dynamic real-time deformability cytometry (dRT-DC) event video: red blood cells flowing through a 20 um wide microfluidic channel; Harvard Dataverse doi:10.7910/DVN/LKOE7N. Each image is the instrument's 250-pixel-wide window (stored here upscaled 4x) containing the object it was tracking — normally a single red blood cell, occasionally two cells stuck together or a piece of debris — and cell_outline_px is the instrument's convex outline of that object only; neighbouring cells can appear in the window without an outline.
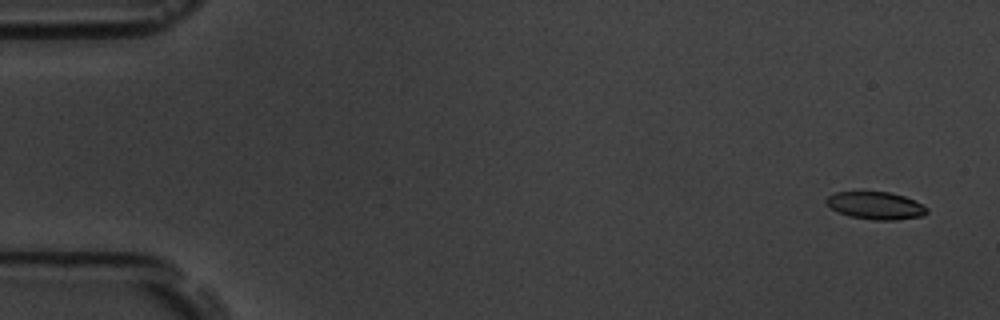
{"species": "common noctule bat (a hibernating species)", "species_latin": "Nyctalus noctula", "temperature_condition": "room temperature", "stored_images_in_passage": 4, "camera_frame_rate_fps": 3000, "um_per_image_px": 0.085, "animal": {"sex": "male", "body_mass_g": 19.5, "forearm_length_mm": 54.6}, "frame": {"image": 1, "passage_image": 1, "time_ms": 0.0, "image_size_px": [1000, 320], "cell_outline_px": [[928, 212], [924, 216], [896, 220], [872, 220], [848, 216], [832, 208], [824, 200], [828, 196], [836, 192], [888, 192], [904, 196], [928, 208]], "centroid_in_image_um": [74.44, 17.48], "position_along_channel_um": 10.6, "area_um2": 16.01}}